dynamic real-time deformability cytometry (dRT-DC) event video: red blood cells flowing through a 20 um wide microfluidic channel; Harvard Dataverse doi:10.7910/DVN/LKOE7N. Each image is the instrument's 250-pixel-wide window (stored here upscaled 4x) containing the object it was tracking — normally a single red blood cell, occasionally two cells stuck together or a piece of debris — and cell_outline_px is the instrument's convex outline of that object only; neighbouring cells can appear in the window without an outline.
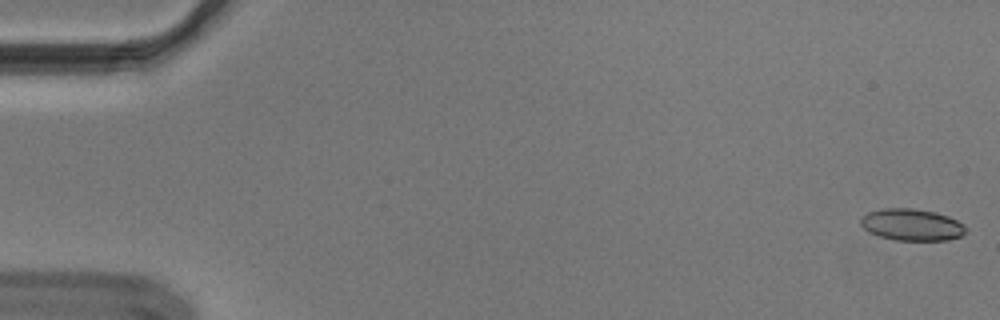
{"species": "Egyptian fruit bat (a non-hibernating species)", "species_latin": "Rousettus aegyptiacus", "temperature_condition": "cold", "stored_images_in_passage": 15, "camera_frame_rate_fps": 3000, "um_per_image_px": 0.085, "animal": {"sex": "male"}, "frame": {"image": 1, "passage_image": 1, "time_ms": 0.0, "image_size_px": [1000, 320], "cell_outline_px": [[968, 228], [960, 236], [948, 240], [896, 240], [880, 236], [868, 232], [860, 224], [860, 216], [868, 212], [884, 208], [912, 208], [936, 212], [948, 216], [964, 224]], "centroid_in_image_um": [77.48, 19.09], "position_along_channel_um": 7.5, "area_um2": 19.54}}